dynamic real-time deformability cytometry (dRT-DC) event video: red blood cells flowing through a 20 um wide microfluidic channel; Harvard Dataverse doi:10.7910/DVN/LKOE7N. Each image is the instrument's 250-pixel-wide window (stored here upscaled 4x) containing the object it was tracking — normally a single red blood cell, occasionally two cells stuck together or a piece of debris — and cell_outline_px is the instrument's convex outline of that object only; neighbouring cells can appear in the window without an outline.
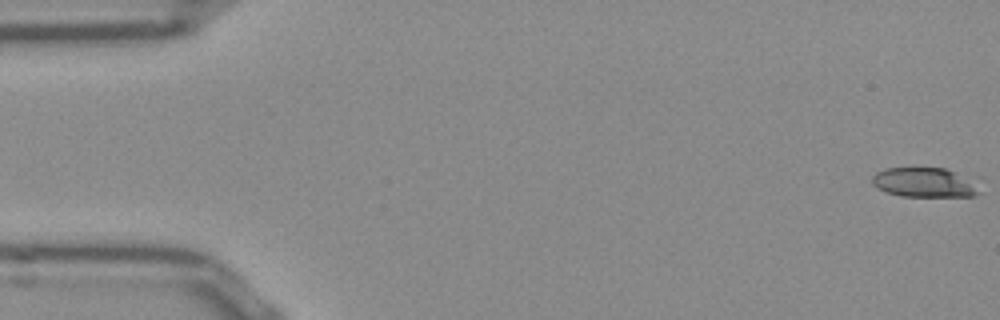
{"species": "Egyptian fruit bat (a non-hibernating species)", "species_latin": "Rousettus aegyptiacus", "temperature_condition": "room temperature", "stored_images_in_passage": 53, "camera_frame_rate_fps": 3000, "um_per_image_px": 0.085, "frame": {"image": 1, "passage_image": 1, "time_ms": 0.0, "image_size_px": [1000, 320], "cell_outline_px": [[980, 192], [972, 196], [900, 196], [876, 188], [872, 184], [872, 176], [876, 172], [884, 168], [944, 168], [972, 180]], "centroid_in_image_um": [78.5, 15.51], "position_along_channel_um": 6.5, "area_um2": 18.21}}
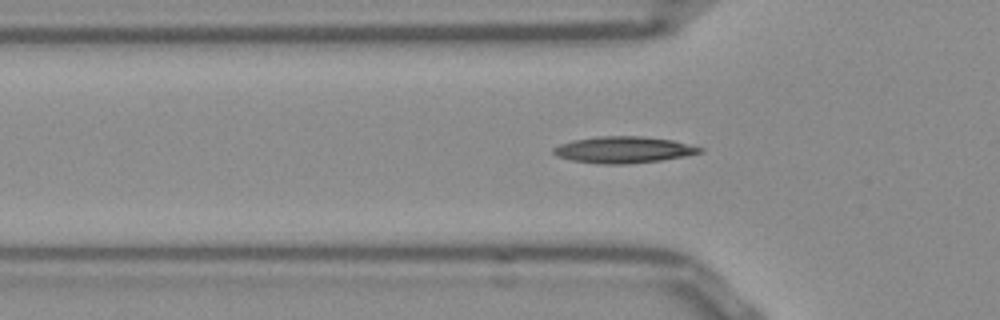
{"frame": {"image": 2, "passage_image": 17, "time_ms": 5.333, "image_size_px": [1000, 320], "cell_outline_px": [[704, 152], [684, 156], [660, 160], [628, 164], [600, 164], [572, 160], [556, 156], [552, 152], [552, 148], [560, 144], [572, 140], [600, 136], [640, 136], [672, 140], [704, 148]], "centroid_in_image_um": [52.98, 12.73], "position_along_channel_um": 72.8, "area_um2": 22.6}}
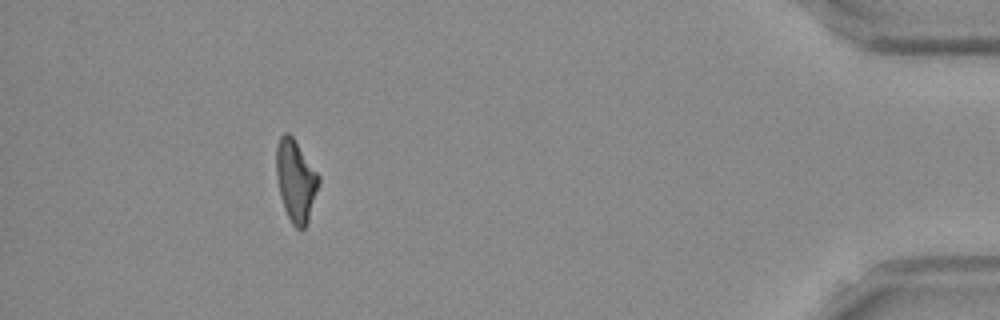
{"frame": {"image": 3, "passage_image": 48, "time_ms": 15.667, "image_size_px": [1000, 320], "cell_outline_px": [[320, 180], [308, 220], [304, 228], [300, 232], [292, 224], [284, 208], [280, 196], [276, 176], [276, 148], [280, 136], [284, 132], [288, 132], [292, 136], [320, 176]], "centroid_in_image_um": [25.12, 15.36], "position_along_channel_um": 410.1, "area_um2": 20.11}, "authors_computed_cell_mechanics": {"area_um2": 20.1144, "velocity_mm_per_s": 3.8619, "shape_relaxation_time_tau1_ms": null, "shape_relaxation_time_tau2_ms": 3.6913, "deformation_change_tau1": null, "deformation_change_tau2": 0.1281}}